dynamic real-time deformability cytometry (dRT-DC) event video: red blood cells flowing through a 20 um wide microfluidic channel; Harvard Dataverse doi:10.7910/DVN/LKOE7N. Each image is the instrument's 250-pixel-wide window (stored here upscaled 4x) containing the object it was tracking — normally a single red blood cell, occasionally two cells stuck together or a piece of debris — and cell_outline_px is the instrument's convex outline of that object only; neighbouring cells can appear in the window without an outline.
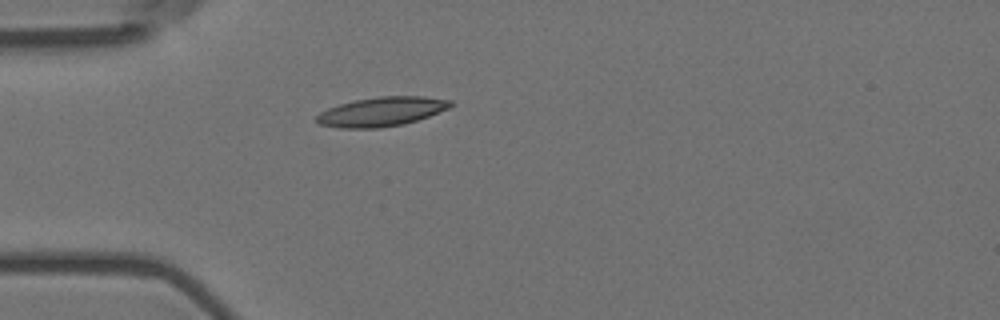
{"species": "Egyptian fruit bat (a non-hibernating species)", "species_latin": "Rousettus aegyptiacus", "temperature_condition": "room temperature", "stored_images_in_passage": 5, "camera_frame_rate_fps": 3000, "um_per_image_px": 0.085, "animal": {"sex": "female"}, "frame": {"image": 1, "passage_image": 5, "time_ms": 1.333, "image_size_px": [1000, 320], "cell_outline_px": [[456, 104], [448, 108], [428, 116], [404, 124], [380, 128], [340, 128], [320, 124], [316, 120], [316, 116], [320, 112], [328, 108], [340, 104], [356, 100], [380, 96], [420, 96], [452, 100]], "centroid_in_image_um": [32.45, 9.49], "position_along_channel_um": 52.6, "area_um2": 22.72}}